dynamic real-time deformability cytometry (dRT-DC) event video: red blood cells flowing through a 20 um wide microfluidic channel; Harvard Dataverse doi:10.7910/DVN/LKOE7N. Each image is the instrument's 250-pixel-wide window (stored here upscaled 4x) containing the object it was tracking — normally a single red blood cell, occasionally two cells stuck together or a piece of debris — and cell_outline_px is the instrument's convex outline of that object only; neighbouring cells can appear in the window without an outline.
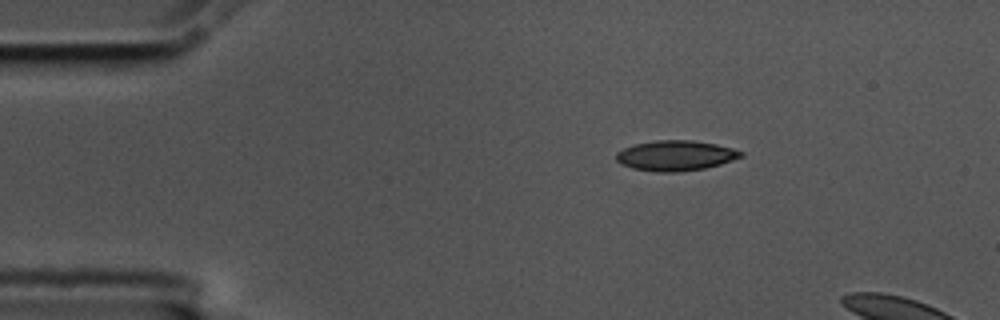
{"species": "common noctule bat (a hibernating species)", "species_latin": "Nyctalus noctula", "temperature_condition": "cold", "stored_images_in_passage": 5, "camera_frame_rate_fps": 3000, "um_per_image_px": 0.085, "animal": {"sex": "male", "body_mass_g": 17.5, "forearm_length_mm": 52.3}, "frame": {"image": 1, "passage_image": 1, "time_ms": 0.0, "image_size_px": [1000, 320], "cell_outline_px": [[744, 156], [720, 164], [704, 168], [676, 172], [656, 172], [632, 168], [620, 164], [616, 160], [616, 152], [624, 148], [636, 144], [656, 140], [692, 140], [716, 144], [732, 148], [744, 152]], "centroid_in_image_um": [57.42, 13.22], "position_along_channel_um": 27.6, "area_um2": 21.96}}